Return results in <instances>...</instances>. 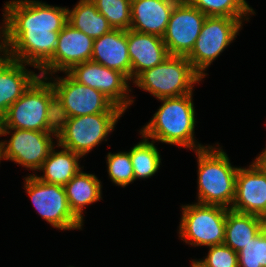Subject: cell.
Wrapping results in <instances>:
<instances>
[{
  "mask_svg": "<svg viewBox=\"0 0 266 267\" xmlns=\"http://www.w3.org/2000/svg\"><path fill=\"white\" fill-rule=\"evenodd\" d=\"M6 7L7 55L40 70L53 57L68 9L33 0L11 1Z\"/></svg>",
  "mask_w": 266,
  "mask_h": 267,
  "instance_id": "6da1fadb",
  "label": "cell"
},
{
  "mask_svg": "<svg viewBox=\"0 0 266 267\" xmlns=\"http://www.w3.org/2000/svg\"><path fill=\"white\" fill-rule=\"evenodd\" d=\"M163 102L152 120L141 130L142 137L168 144L203 149L207 146L194 142L195 110L192 93L177 97L161 98Z\"/></svg>",
  "mask_w": 266,
  "mask_h": 267,
  "instance_id": "7a4b0ae2",
  "label": "cell"
},
{
  "mask_svg": "<svg viewBox=\"0 0 266 267\" xmlns=\"http://www.w3.org/2000/svg\"><path fill=\"white\" fill-rule=\"evenodd\" d=\"M39 76L8 109L3 128L57 132L55 90Z\"/></svg>",
  "mask_w": 266,
  "mask_h": 267,
  "instance_id": "3957f363",
  "label": "cell"
},
{
  "mask_svg": "<svg viewBox=\"0 0 266 267\" xmlns=\"http://www.w3.org/2000/svg\"><path fill=\"white\" fill-rule=\"evenodd\" d=\"M212 146L196 150L198 157V203L228 207L235 197L238 168L232 167L227 154Z\"/></svg>",
  "mask_w": 266,
  "mask_h": 267,
  "instance_id": "277c9868",
  "label": "cell"
},
{
  "mask_svg": "<svg viewBox=\"0 0 266 267\" xmlns=\"http://www.w3.org/2000/svg\"><path fill=\"white\" fill-rule=\"evenodd\" d=\"M202 79L186 56H169L161 64L141 72L134 83L161 99L191 94L193 84Z\"/></svg>",
  "mask_w": 266,
  "mask_h": 267,
  "instance_id": "5b68a950",
  "label": "cell"
},
{
  "mask_svg": "<svg viewBox=\"0 0 266 267\" xmlns=\"http://www.w3.org/2000/svg\"><path fill=\"white\" fill-rule=\"evenodd\" d=\"M123 113H97L57 119V146L81 157L90 152L111 132Z\"/></svg>",
  "mask_w": 266,
  "mask_h": 267,
  "instance_id": "8992f818",
  "label": "cell"
},
{
  "mask_svg": "<svg viewBox=\"0 0 266 267\" xmlns=\"http://www.w3.org/2000/svg\"><path fill=\"white\" fill-rule=\"evenodd\" d=\"M66 78L51 82L55 90L56 118L79 117L97 113H124L103 93L77 82L68 72Z\"/></svg>",
  "mask_w": 266,
  "mask_h": 267,
  "instance_id": "52a82bcc",
  "label": "cell"
},
{
  "mask_svg": "<svg viewBox=\"0 0 266 267\" xmlns=\"http://www.w3.org/2000/svg\"><path fill=\"white\" fill-rule=\"evenodd\" d=\"M180 236L193 246H215L224 242L227 211L218 205L192 204L182 207Z\"/></svg>",
  "mask_w": 266,
  "mask_h": 267,
  "instance_id": "ba28073f",
  "label": "cell"
},
{
  "mask_svg": "<svg viewBox=\"0 0 266 267\" xmlns=\"http://www.w3.org/2000/svg\"><path fill=\"white\" fill-rule=\"evenodd\" d=\"M242 22L230 17L207 16L201 32L186 56L194 70L203 78L204 70L236 38Z\"/></svg>",
  "mask_w": 266,
  "mask_h": 267,
  "instance_id": "9c48e42d",
  "label": "cell"
},
{
  "mask_svg": "<svg viewBox=\"0 0 266 267\" xmlns=\"http://www.w3.org/2000/svg\"><path fill=\"white\" fill-rule=\"evenodd\" d=\"M27 193L37 212L60 230L81 229L82 223L70 210L63 186L40 181L36 175L25 178Z\"/></svg>",
  "mask_w": 266,
  "mask_h": 267,
  "instance_id": "30bf717a",
  "label": "cell"
},
{
  "mask_svg": "<svg viewBox=\"0 0 266 267\" xmlns=\"http://www.w3.org/2000/svg\"><path fill=\"white\" fill-rule=\"evenodd\" d=\"M15 132L9 141L0 142L2 159L12 160L31 170H39L54 147L51 133L57 136V132H44L34 130H22L2 128V135Z\"/></svg>",
  "mask_w": 266,
  "mask_h": 267,
  "instance_id": "8fae6325",
  "label": "cell"
},
{
  "mask_svg": "<svg viewBox=\"0 0 266 267\" xmlns=\"http://www.w3.org/2000/svg\"><path fill=\"white\" fill-rule=\"evenodd\" d=\"M206 17L186 0L174 6L162 37L170 56H187L191 52Z\"/></svg>",
  "mask_w": 266,
  "mask_h": 267,
  "instance_id": "7c38bea8",
  "label": "cell"
},
{
  "mask_svg": "<svg viewBox=\"0 0 266 267\" xmlns=\"http://www.w3.org/2000/svg\"><path fill=\"white\" fill-rule=\"evenodd\" d=\"M68 73L77 82L103 93L124 111L133 103L126 93L129 90V79L117 70L90 60L74 65Z\"/></svg>",
  "mask_w": 266,
  "mask_h": 267,
  "instance_id": "4fadbf2b",
  "label": "cell"
},
{
  "mask_svg": "<svg viewBox=\"0 0 266 267\" xmlns=\"http://www.w3.org/2000/svg\"><path fill=\"white\" fill-rule=\"evenodd\" d=\"M94 39L66 24L59 32L53 57L40 69V76L47 78L48 71L68 72L74 65L90 61Z\"/></svg>",
  "mask_w": 266,
  "mask_h": 267,
  "instance_id": "5bb4252c",
  "label": "cell"
},
{
  "mask_svg": "<svg viewBox=\"0 0 266 267\" xmlns=\"http://www.w3.org/2000/svg\"><path fill=\"white\" fill-rule=\"evenodd\" d=\"M231 210L266 220V174L254 161L248 169L238 168Z\"/></svg>",
  "mask_w": 266,
  "mask_h": 267,
  "instance_id": "9a60e30c",
  "label": "cell"
},
{
  "mask_svg": "<svg viewBox=\"0 0 266 267\" xmlns=\"http://www.w3.org/2000/svg\"><path fill=\"white\" fill-rule=\"evenodd\" d=\"M180 0H131L130 29L163 37L174 6Z\"/></svg>",
  "mask_w": 266,
  "mask_h": 267,
  "instance_id": "2e32d148",
  "label": "cell"
},
{
  "mask_svg": "<svg viewBox=\"0 0 266 267\" xmlns=\"http://www.w3.org/2000/svg\"><path fill=\"white\" fill-rule=\"evenodd\" d=\"M128 52L131 62V79L146 69L164 62L169 56L162 37L127 30Z\"/></svg>",
  "mask_w": 266,
  "mask_h": 267,
  "instance_id": "e0dca14e",
  "label": "cell"
},
{
  "mask_svg": "<svg viewBox=\"0 0 266 267\" xmlns=\"http://www.w3.org/2000/svg\"><path fill=\"white\" fill-rule=\"evenodd\" d=\"M91 61L123 73L131 80L127 30L113 29L94 39Z\"/></svg>",
  "mask_w": 266,
  "mask_h": 267,
  "instance_id": "ac0fdd59",
  "label": "cell"
},
{
  "mask_svg": "<svg viewBox=\"0 0 266 267\" xmlns=\"http://www.w3.org/2000/svg\"><path fill=\"white\" fill-rule=\"evenodd\" d=\"M23 62L5 55L0 56V116L4 117L9 107L22 96L40 76L28 71Z\"/></svg>",
  "mask_w": 266,
  "mask_h": 267,
  "instance_id": "d6986e66",
  "label": "cell"
},
{
  "mask_svg": "<svg viewBox=\"0 0 266 267\" xmlns=\"http://www.w3.org/2000/svg\"><path fill=\"white\" fill-rule=\"evenodd\" d=\"M265 226L266 220L262 217L229 209L226 216L223 244L238 253Z\"/></svg>",
  "mask_w": 266,
  "mask_h": 267,
  "instance_id": "ffe728a7",
  "label": "cell"
},
{
  "mask_svg": "<svg viewBox=\"0 0 266 267\" xmlns=\"http://www.w3.org/2000/svg\"><path fill=\"white\" fill-rule=\"evenodd\" d=\"M100 183L95 175L79 171L64 186L69 208L81 222L84 206L101 199Z\"/></svg>",
  "mask_w": 266,
  "mask_h": 267,
  "instance_id": "44dd1931",
  "label": "cell"
},
{
  "mask_svg": "<svg viewBox=\"0 0 266 267\" xmlns=\"http://www.w3.org/2000/svg\"><path fill=\"white\" fill-rule=\"evenodd\" d=\"M60 152L51 149L47 159L43 162L39 170H43L44 175L36 176L40 181L65 186L79 171L78 160L81 157L75 152L62 148Z\"/></svg>",
  "mask_w": 266,
  "mask_h": 267,
  "instance_id": "7402d4cb",
  "label": "cell"
},
{
  "mask_svg": "<svg viewBox=\"0 0 266 267\" xmlns=\"http://www.w3.org/2000/svg\"><path fill=\"white\" fill-rule=\"evenodd\" d=\"M68 24L93 39L113 30L91 0H80L73 10L68 9Z\"/></svg>",
  "mask_w": 266,
  "mask_h": 267,
  "instance_id": "603a6c76",
  "label": "cell"
},
{
  "mask_svg": "<svg viewBox=\"0 0 266 267\" xmlns=\"http://www.w3.org/2000/svg\"><path fill=\"white\" fill-rule=\"evenodd\" d=\"M153 142L154 140L150 143L148 139L145 138L129 151L135 179L149 178L153 176L160 167V153Z\"/></svg>",
  "mask_w": 266,
  "mask_h": 267,
  "instance_id": "cb8c5ba5",
  "label": "cell"
},
{
  "mask_svg": "<svg viewBox=\"0 0 266 267\" xmlns=\"http://www.w3.org/2000/svg\"><path fill=\"white\" fill-rule=\"evenodd\" d=\"M206 16L230 17L239 19L254 11L245 0H186ZM242 18V19H241Z\"/></svg>",
  "mask_w": 266,
  "mask_h": 267,
  "instance_id": "d4e9b609",
  "label": "cell"
},
{
  "mask_svg": "<svg viewBox=\"0 0 266 267\" xmlns=\"http://www.w3.org/2000/svg\"><path fill=\"white\" fill-rule=\"evenodd\" d=\"M113 29L129 30L131 0H91Z\"/></svg>",
  "mask_w": 266,
  "mask_h": 267,
  "instance_id": "484cf974",
  "label": "cell"
},
{
  "mask_svg": "<svg viewBox=\"0 0 266 267\" xmlns=\"http://www.w3.org/2000/svg\"><path fill=\"white\" fill-rule=\"evenodd\" d=\"M238 267H266V226L238 252Z\"/></svg>",
  "mask_w": 266,
  "mask_h": 267,
  "instance_id": "4316f807",
  "label": "cell"
},
{
  "mask_svg": "<svg viewBox=\"0 0 266 267\" xmlns=\"http://www.w3.org/2000/svg\"><path fill=\"white\" fill-rule=\"evenodd\" d=\"M107 164L109 177L115 184L125 187L135 180L129 152L108 153Z\"/></svg>",
  "mask_w": 266,
  "mask_h": 267,
  "instance_id": "83f0119b",
  "label": "cell"
},
{
  "mask_svg": "<svg viewBox=\"0 0 266 267\" xmlns=\"http://www.w3.org/2000/svg\"><path fill=\"white\" fill-rule=\"evenodd\" d=\"M198 262L204 267H238V253L225 244L210 246L207 257Z\"/></svg>",
  "mask_w": 266,
  "mask_h": 267,
  "instance_id": "f1b7e54d",
  "label": "cell"
},
{
  "mask_svg": "<svg viewBox=\"0 0 266 267\" xmlns=\"http://www.w3.org/2000/svg\"><path fill=\"white\" fill-rule=\"evenodd\" d=\"M5 13H3V15L5 17L4 20H3V21H5L4 22V27L1 29L2 30V34H3V35H1V37H3V39H2L3 42L0 44V52H2V51L5 52V53H3L4 55L2 54L3 57L5 55H7V51H8V42H7V7H6V5H5Z\"/></svg>",
  "mask_w": 266,
  "mask_h": 267,
  "instance_id": "f546056e",
  "label": "cell"
},
{
  "mask_svg": "<svg viewBox=\"0 0 266 267\" xmlns=\"http://www.w3.org/2000/svg\"><path fill=\"white\" fill-rule=\"evenodd\" d=\"M255 162L258 164V166L266 174V149L261 152L259 157L256 158Z\"/></svg>",
  "mask_w": 266,
  "mask_h": 267,
  "instance_id": "4dcf8cb0",
  "label": "cell"
},
{
  "mask_svg": "<svg viewBox=\"0 0 266 267\" xmlns=\"http://www.w3.org/2000/svg\"><path fill=\"white\" fill-rule=\"evenodd\" d=\"M191 267H204L203 265H201L198 261H194L192 262V266Z\"/></svg>",
  "mask_w": 266,
  "mask_h": 267,
  "instance_id": "1f68e13d",
  "label": "cell"
},
{
  "mask_svg": "<svg viewBox=\"0 0 266 267\" xmlns=\"http://www.w3.org/2000/svg\"><path fill=\"white\" fill-rule=\"evenodd\" d=\"M2 128H3V117L0 116V136L2 135Z\"/></svg>",
  "mask_w": 266,
  "mask_h": 267,
  "instance_id": "d6a6232c",
  "label": "cell"
}]
</instances>
